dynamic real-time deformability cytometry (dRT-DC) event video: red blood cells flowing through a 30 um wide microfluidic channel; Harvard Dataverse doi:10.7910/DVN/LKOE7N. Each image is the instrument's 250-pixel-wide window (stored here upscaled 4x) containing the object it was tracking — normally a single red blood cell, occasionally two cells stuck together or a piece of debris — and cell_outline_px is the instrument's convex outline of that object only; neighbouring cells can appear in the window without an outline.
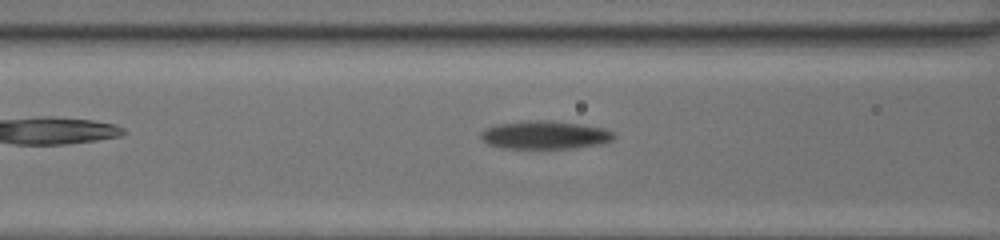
{"species": "common noctule bat (a hibernating species)", "species_latin": "Nyctalus noctula", "temperature_condition": "room temperature", "stored_images_in_passage": 9, "camera_frame_rate_fps": 3000, "um_per_image_px": 0.085, "animal": {"sex": "female", "body_mass_g": 20.0, "forearm_length_mm": 54.0}, "frame": {"image": 1, "passage_image": 7, "time_ms": 2.0, "image_size_px": [1000, 240], "cell_outline_px": [[616, 136], [612, 140], [600, 144], [572, 148], [504, 148], [488, 144], [480, 136], [480, 132], [484, 128], [500, 124], [576, 124], [604, 128], [612, 132]], "centroid_in_image_um": [46.34, 11.55], "position_along_channel_um": 120.3, "area_um2": 20.23}}